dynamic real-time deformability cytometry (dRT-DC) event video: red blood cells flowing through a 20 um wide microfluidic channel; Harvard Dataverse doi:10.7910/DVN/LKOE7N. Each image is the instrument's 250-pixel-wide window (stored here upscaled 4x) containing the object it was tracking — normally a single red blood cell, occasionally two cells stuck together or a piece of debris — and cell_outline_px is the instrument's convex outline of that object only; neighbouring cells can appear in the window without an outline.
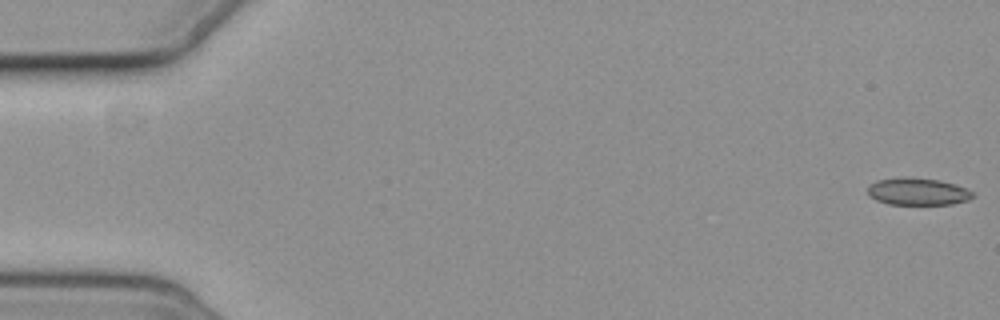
{"species": "common noctule bat (a hibernating species)", "species_latin": "Nyctalus noctula", "temperature_condition": "cold", "stored_images_in_passage": 6, "camera_frame_rate_fps": 3000, "um_per_image_px": 0.085, "animal": {"sex": "female", "body_mass_g": 19.3, "forearm_length_mm": 54.1}, "frame": {"image": 1, "passage_image": 1, "time_ms": 0.0, "image_size_px": [1000, 320], "cell_outline_px": [[972, 196], [968, 200], [952, 204], [888, 204], [876, 200], [868, 196], [868, 184], [876, 180], [900, 176], [904, 176], [940, 180], [964, 188], [972, 192]], "centroid_in_image_um": [77.92, 16.27], "position_along_channel_um": 7.1, "area_um2": 16.7}}